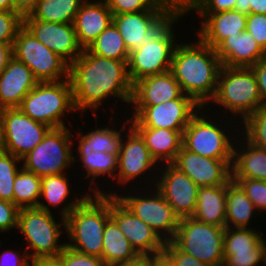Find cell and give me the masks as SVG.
<instances>
[{
	"mask_svg": "<svg viewBox=\"0 0 266 266\" xmlns=\"http://www.w3.org/2000/svg\"><path fill=\"white\" fill-rule=\"evenodd\" d=\"M20 110L33 120L52 128L66 127L65 112H76L69 79L38 82L23 98Z\"/></svg>",
	"mask_w": 266,
	"mask_h": 266,
	"instance_id": "cell-6",
	"label": "cell"
},
{
	"mask_svg": "<svg viewBox=\"0 0 266 266\" xmlns=\"http://www.w3.org/2000/svg\"><path fill=\"white\" fill-rule=\"evenodd\" d=\"M234 10L246 15L266 14V0H236Z\"/></svg>",
	"mask_w": 266,
	"mask_h": 266,
	"instance_id": "cell-50",
	"label": "cell"
},
{
	"mask_svg": "<svg viewBox=\"0 0 266 266\" xmlns=\"http://www.w3.org/2000/svg\"><path fill=\"white\" fill-rule=\"evenodd\" d=\"M111 23L113 14L106 2L84 1L73 21L76 37L82 49H86Z\"/></svg>",
	"mask_w": 266,
	"mask_h": 266,
	"instance_id": "cell-24",
	"label": "cell"
},
{
	"mask_svg": "<svg viewBox=\"0 0 266 266\" xmlns=\"http://www.w3.org/2000/svg\"><path fill=\"white\" fill-rule=\"evenodd\" d=\"M85 194L60 210L61 219L65 218V234L72 240L65 244L78 252L102 257L104 228L110 219V196Z\"/></svg>",
	"mask_w": 266,
	"mask_h": 266,
	"instance_id": "cell-3",
	"label": "cell"
},
{
	"mask_svg": "<svg viewBox=\"0 0 266 266\" xmlns=\"http://www.w3.org/2000/svg\"><path fill=\"white\" fill-rule=\"evenodd\" d=\"M13 191L14 204L19 209L38 207L41 202V177L21 166L14 180Z\"/></svg>",
	"mask_w": 266,
	"mask_h": 266,
	"instance_id": "cell-35",
	"label": "cell"
},
{
	"mask_svg": "<svg viewBox=\"0 0 266 266\" xmlns=\"http://www.w3.org/2000/svg\"><path fill=\"white\" fill-rule=\"evenodd\" d=\"M152 192L150 195L142 194L141 197L139 195L121 196L113 192L101 194L116 196L136 217L148 224L165 243L172 241L180 218L157 188Z\"/></svg>",
	"mask_w": 266,
	"mask_h": 266,
	"instance_id": "cell-13",
	"label": "cell"
},
{
	"mask_svg": "<svg viewBox=\"0 0 266 266\" xmlns=\"http://www.w3.org/2000/svg\"><path fill=\"white\" fill-rule=\"evenodd\" d=\"M246 31L251 34L255 41L266 52V14H248Z\"/></svg>",
	"mask_w": 266,
	"mask_h": 266,
	"instance_id": "cell-47",
	"label": "cell"
},
{
	"mask_svg": "<svg viewBox=\"0 0 266 266\" xmlns=\"http://www.w3.org/2000/svg\"><path fill=\"white\" fill-rule=\"evenodd\" d=\"M244 142L245 149L239 150L236 144L233 147L232 178L266 181V150L253 146L246 139Z\"/></svg>",
	"mask_w": 266,
	"mask_h": 266,
	"instance_id": "cell-29",
	"label": "cell"
},
{
	"mask_svg": "<svg viewBox=\"0 0 266 266\" xmlns=\"http://www.w3.org/2000/svg\"><path fill=\"white\" fill-rule=\"evenodd\" d=\"M201 110L203 111V107L191 118L188 126L184 129L182 146L201 156L233 160V144L235 143H232L231 140L234 142L235 138L231 139L230 136H227L224 131L226 129H223L221 125L218 126L214 121L208 120V117L203 116Z\"/></svg>",
	"mask_w": 266,
	"mask_h": 266,
	"instance_id": "cell-12",
	"label": "cell"
},
{
	"mask_svg": "<svg viewBox=\"0 0 266 266\" xmlns=\"http://www.w3.org/2000/svg\"><path fill=\"white\" fill-rule=\"evenodd\" d=\"M183 94L171 71L148 76L133 84L131 104L147 107L178 99Z\"/></svg>",
	"mask_w": 266,
	"mask_h": 266,
	"instance_id": "cell-21",
	"label": "cell"
},
{
	"mask_svg": "<svg viewBox=\"0 0 266 266\" xmlns=\"http://www.w3.org/2000/svg\"><path fill=\"white\" fill-rule=\"evenodd\" d=\"M12 54L32 71L38 82L69 79V64L23 26L14 39Z\"/></svg>",
	"mask_w": 266,
	"mask_h": 266,
	"instance_id": "cell-10",
	"label": "cell"
},
{
	"mask_svg": "<svg viewBox=\"0 0 266 266\" xmlns=\"http://www.w3.org/2000/svg\"><path fill=\"white\" fill-rule=\"evenodd\" d=\"M84 0H38L30 15L37 20L55 23H73Z\"/></svg>",
	"mask_w": 266,
	"mask_h": 266,
	"instance_id": "cell-32",
	"label": "cell"
},
{
	"mask_svg": "<svg viewBox=\"0 0 266 266\" xmlns=\"http://www.w3.org/2000/svg\"><path fill=\"white\" fill-rule=\"evenodd\" d=\"M21 159L0 148V199L14 203L13 185Z\"/></svg>",
	"mask_w": 266,
	"mask_h": 266,
	"instance_id": "cell-37",
	"label": "cell"
},
{
	"mask_svg": "<svg viewBox=\"0 0 266 266\" xmlns=\"http://www.w3.org/2000/svg\"><path fill=\"white\" fill-rule=\"evenodd\" d=\"M101 258L111 266L132 264L142 258L111 218L105 224Z\"/></svg>",
	"mask_w": 266,
	"mask_h": 266,
	"instance_id": "cell-28",
	"label": "cell"
},
{
	"mask_svg": "<svg viewBox=\"0 0 266 266\" xmlns=\"http://www.w3.org/2000/svg\"><path fill=\"white\" fill-rule=\"evenodd\" d=\"M28 259L30 260L28 251L20 256V253L18 254L16 251L6 250L0 255V266H30Z\"/></svg>",
	"mask_w": 266,
	"mask_h": 266,
	"instance_id": "cell-51",
	"label": "cell"
},
{
	"mask_svg": "<svg viewBox=\"0 0 266 266\" xmlns=\"http://www.w3.org/2000/svg\"><path fill=\"white\" fill-rule=\"evenodd\" d=\"M115 266H151V258H141L139 261L132 264H121Z\"/></svg>",
	"mask_w": 266,
	"mask_h": 266,
	"instance_id": "cell-56",
	"label": "cell"
},
{
	"mask_svg": "<svg viewBox=\"0 0 266 266\" xmlns=\"http://www.w3.org/2000/svg\"><path fill=\"white\" fill-rule=\"evenodd\" d=\"M0 10L14 11L13 0H0Z\"/></svg>",
	"mask_w": 266,
	"mask_h": 266,
	"instance_id": "cell-57",
	"label": "cell"
},
{
	"mask_svg": "<svg viewBox=\"0 0 266 266\" xmlns=\"http://www.w3.org/2000/svg\"><path fill=\"white\" fill-rule=\"evenodd\" d=\"M70 132L67 126L50 129L43 140L21 159V166L41 178L65 173L64 170L77 161L72 156L71 144L74 143Z\"/></svg>",
	"mask_w": 266,
	"mask_h": 266,
	"instance_id": "cell-9",
	"label": "cell"
},
{
	"mask_svg": "<svg viewBox=\"0 0 266 266\" xmlns=\"http://www.w3.org/2000/svg\"><path fill=\"white\" fill-rule=\"evenodd\" d=\"M22 26L23 17L19 13L0 10V43L12 46Z\"/></svg>",
	"mask_w": 266,
	"mask_h": 266,
	"instance_id": "cell-43",
	"label": "cell"
},
{
	"mask_svg": "<svg viewBox=\"0 0 266 266\" xmlns=\"http://www.w3.org/2000/svg\"><path fill=\"white\" fill-rule=\"evenodd\" d=\"M75 110H96L108 97L130 104L133 84L128 74V61L104 58L83 49L69 65Z\"/></svg>",
	"mask_w": 266,
	"mask_h": 266,
	"instance_id": "cell-1",
	"label": "cell"
},
{
	"mask_svg": "<svg viewBox=\"0 0 266 266\" xmlns=\"http://www.w3.org/2000/svg\"><path fill=\"white\" fill-rule=\"evenodd\" d=\"M232 162L201 156L182 146L172 164L198 187H205L227 185L232 180Z\"/></svg>",
	"mask_w": 266,
	"mask_h": 266,
	"instance_id": "cell-19",
	"label": "cell"
},
{
	"mask_svg": "<svg viewBox=\"0 0 266 266\" xmlns=\"http://www.w3.org/2000/svg\"><path fill=\"white\" fill-rule=\"evenodd\" d=\"M174 0H108L113 15L136 13L143 10H165Z\"/></svg>",
	"mask_w": 266,
	"mask_h": 266,
	"instance_id": "cell-41",
	"label": "cell"
},
{
	"mask_svg": "<svg viewBox=\"0 0 266 266\" xmlns=\"http://www.w3.org/2000/svg\"><path fill=\"white\" fill-rule=\"evenodd\" d=\"M23 27L69 65L82 54L73 23L45 22L29 14L23 17Z\"/></svg>",
	"mask_w": 266,
	"mask_h": 266,
	"instance_id": "cell-17",
	"label": "cell"
},
{
	"mask_svg": "<svg viewBox=\"0 0 266 266\" xmlns=\"http://www.w3.org/2000/svg\"><path fill=\"white\" fill-rule=\"evenodd\" d=\"M110 218L118 225L131 246L142 258H155L163 255L165 242L116 196H110Z\"/></svg>",
	"mask_w": 266,
	"mask_h": 266,
	"instance_id": "cell-15",
	"label": "cell"
},
{
	"mask_svg": "<svg viewBox=\"0 0 266 266\" xmlns=\"http://www.w3.org/2000/svg\"><path fill=\"white\" fill-rule=\"evenodd\" d=\"M261 97V106L266 108V58L259 60L252 67Z\"/></svg>",
	"mask_w": 266,
	"mask_h": 266,
	"instance_id": "cell-49",
	"label": "cell"
},
{
	"mask_svg": "<svg viewBox=\"0 0 266 266\" xmlns=\"http://www.w3.org/2000/svg\"><path fill=\"white\" fill-rule=\"evenodd\" d=\"M5 108L0 106V139L3 133V114H4Z\"/></svg>",
	"mask_w": 266,
	"mask_h": 266,
	"instance_id": "cell-58",
	"label": "cell"
},
{
	"mask_svg": "<svg viewBox=\"0 0 266 266\" xmlns=\"http://www.w3.org/2000/svg\"><path fill=\"white\" fill-rule=\"evenodd\" d=\"M186 13L196 10L198 13H218L233 10L236 0H184Z\"/></svg>",
	"mask_w": 266,
	"mask_h": 266,
	"instance_id": "cell-45",
	"label": "cell"
},
{
	"mask_svg": "<svg viewBox=\"0 0 266 266\" xmlns=\"http://www.w3.org/2000/svg\"><path fill=\"white\" fill-rule=\"evenodd\" d=\"M192 218L213 226L225 227L226 185L199 187Z\"/></svg>",
	"mask_w": 266,
	"mask_h": 266,
	"instance_id": "cell-27",
	"label": "cell"
},
{
	"mask_svg": "<svg viewBox=\"0 0 266 266\" xmlns=\"http://www.w3.org/2000/svg\"><path fill=\"white\" fill-rule=\"evenodd\" d=\"M14 12L22 17L29 15L36 7L38 0H13Z\"/></svg>",
	"mask_w": 266,
	"mask_h": 266,
	"instance_id": "cell-52",
	"label": "cell"
},
{
	"mask_svg": "<svg viewBox=\"0 0 266 266\" xmlns=\"http://www.w3.org/2000/svg\"><path fill=\"white\" fill-rule=\"evenodd\" d=\"M78 154L82 162L83 168L87 172V178L91 179L89 189L94 190L95 193H102L97 187L95 188L96 179L98 176H103L104 174L108 178L112 177L113 180L116 178V172L118 170V156L116 154H108L106 152H93L92 150L78 149ZM115 171V172H114ZM93 182V183H92ZM94 184V185H93ZM94 187V188H93Z\"/></svg>",
	"mask_w": 266,
	"mask_h": 266,
	"instance_id": "cell-31",
	"label": "cell"
},
{
	"mask_svg": "<svg viewBox=\"0 0 266 266\" xmlns=\"http://www.w3.org/2000/svg\"><path fill=\"white\" fill-rule=\"evenodd\" d=\"M144 139L157 164H171L182 148L183 131L165 128H134ZM159 160V161H158ZM165 161V162H164Z\"/></svg>",
	"mask_w": 266,
	"mask_h": 266,
	"instance_id": "cell-26",
	"label": "cell"
},
{
	"mask_svg": "<svg viewBox=\"0 0 266 266\" xmlns=\"http://www.w3.org/2000/svg\"><path fill=\"white\" fill-rule=\"evenodd\" d=\"M163 165L161 169H164V172L162 171L159 180L155 179L154 187L161 192L180 219L191 217L197 206L199 187L172 163Z\"/></svg>",
	"mask_w": 266,
	"mask_h": 266,
	"instance_id": "cell-18",
	"label": "cell"
},
{
	"mask_svg": "<svg viewBox=\"0 0 266 266\" xmlns=\"http://www.w3.org/2000/svg\"><path fill=\"white\" fill-rule=\"evenodd\" d=\"M57 174L41 178V196L49 205L57 207L61 203L67 201L68 195L71 193L69 188V180L67 175Z\"/></svg>",
	"mask_w": 266,
	"mask_h": 266,
	"instance_id": "cell-38",
	"label": "cell"
},
{
	"mask_svg": "<svg viewBox=\"0 0 266 266\" xmlns=\"http://www.w3.org/2000/svg\"><path fill=\"white\" fill-rule=\"evenodd\" d=\"M245 131L243 139L253 146L266 150V108H260L242 123Z\"/></svg>",
	"mask_w": 266,
	"mask_h": 266,
	"instance_id": "cell-39",
	"label": "cell"
},
{
	"mask_svg": "<svg viewBox=\"0 0 266 266\" xmlns=\"http://www.w3.org/2000/svg\"><path fill=\"white\" fill-rule=\"evenodd\" d=\"M215 51L225 67L250 68L259 60L266 58V52L260 47L248 31L227 37Z\"/></svg>",
	"mask_w": 266,
	"mask_h": 266,
	"instance_id": "cell-25",
	"label": "cell"
},
{
	"mask_svg": "<svg viewBox=\"0 0 266 266\" xmlns=\"http://www.w3.org/2000/svg\"><path fill=\"white\" fill-rule=\"evenodd\" d=\"M125 129L121 128L116 130V128H97L90 131L88 134L77 135L79 138L78 149L92 150L93 152H106L108 154L119 155L121 142L124 137H122V132ZM122 137V138H121Z\"/></svg>",
	"mask_w": 266,
	"mask_h": 266,
	"instance_id": "cell-34",
	"label": "cell"
},
{
	"mask_svg": "<svg viewBox=\"0 0 266 266\" xmlns=\"http://www.w3.org/2000/svg\"><path fill=\"white\" fill-rule=\"evenodd\" d=\"M194 42L177 44L170 71L183 94L204 108L215 95L222 63L215 49L200 38Z\"/></svg>",
	"mask_w": 266,
	"mask_h": 266,
	"instance_id": "cell-2",
	"label": "cell"
},
{
	"mask_svg": "<svg viewBox=\"0 0 266 266\" xmlns=\"http://www.w3.org/2000/svg\"><path fill=\"white\" fill-rule=\"evenodd\" d=\"M253 228H230L224 230V251L252 250L265 237Z\"/></svg>",
	"mask_w": 266,
	"mask_h": 266,
	"instance_id": "cell-36",
	"label": "cell"
},
{
	"mask_svg": "<svg viewBox=\"0 0 266 266\" xmlns=\"http://www.w3.org/2000/svg\"><path fill=\"white\" fill-rule=\"evenodd\" d=\"M49 206L39 202L38 207L21 208L18 213L17 228L28 242L26 250H32L30 259L56 257L62 252L65 243L59 244L61 226L65 229V218L56 222Z\"/></svg>",
	"mask_w": 266,
	"mask_h": 266,
	"instance_id": "cell-7",
	"label": "cell"
},
{
	"mask_svg": "<svg viewBox=\"0 0 266 266\" xmlns=\"http://www.w3.org/2000/svg\"><path fill=\"white\" fill-rule=\"evenodd\" d=\"M257 209L243 189L234 181L226 185V221L225 227L249 228L252 216Z\"/></svg>",
	"mask_w": 266,
	"mask_h": 266,
	"instance_id": "cell-30",
	"label": "cell"
},
{
	"mask_svg": "<svg viewBox=\"0 0 266 266\" xmlns=\"http://www.w3.org/2000/svg\"><path fill=\"white\" fill-rule=\"evenodd\" d=\"M201 108L192 97L182 94L178 99L162 102L161 104L134 107L133 117L127 119L123 125H128L131 121L133 128L184 130L191 118Z\"/></svg>",
	"mask_w": 266,
	"mask_h": 266,
	"instance_id": "cell-11",
	"label": "cell"
},
{
	"mask_svg": "<svg viewBox=\"0 0 266 266\" xmlns=\"http://www.w3.org/2000/svg\"><path fill=\"white\" fill-rule=\"evenodd\" d=\"M185 14L184 0H174L165 10H143L113 15V23L131 52L150 41L161 39Z\"/></svg>",
	"mask_w": 266,
	"mask_h": 266,
	"instance_id": "cell-4",
	"label": "cell"
},
{
	"mask_svg": "<svg viewBox=\"0 0 266 266\" xmlns=\"http://www.w3.org/2000/svg\"><path fill=\"white\" fill-rule=\"evenodd\" d=\"M90 53L115 60L129 61L130 51L114 23H111L87 48Z\"/></svg>",
	"mask_w": 266,
	"mask_h": 266,
	"instance_id": "cell-33",
	"label": "cell"
},
{
	"mask_svg": "<svg viewBox=\"0 0 266 266\" xmlns=\"http://www.w3.org/2000/svg\"><path fill=\"white\" fill-rule=\"evenodd\" d=\"M266 265V239L264 238L252 250L224 251L223 266H258Z\"/></svg>",
	"mask_w": 266,
	"mask_h": 266,
	"instance_id": "cell-40",
	"label": "cell"
},
{
	"mask_svg": "<svg viewBox=\"0 0 266 266\" xmlns=\"http://www.w3.org/2000/svg\"><path fill=\"white\" fill-rule=\"evenodd\" d=\"M50 129L48 125L24 114L20 108H6L0 148L22 159L43 140Z\"/></svg>",
	"mask_w": 266,
	"mask_h": 266,
	"instance_id": "cell-14",
	"label": "cell"
},
{
	"mask_svg": "<svg viewBox=\"0 0 266 266\" xmlns=\"http://www.w3.org/2000/svg\"><path fill=\"white\" fill-rule=\"evenodd\" d=\"M211 103L223 106L244 121L261 106L258 84L251 68L222 66Z\"/></svg>",
	"mask_w": 266,
	"mask_h": 266,
	"instance_id": "cell-5",
	"label": "cell"
},
{
	"mask_svg": "<svg viewBox=\"0 0 266 266\" xmlns=\"http://www.w3.org/2000/svg\"><path fill=\"white\" fill-rule=\"evenodd\" d=\"M198 14L204 18L197 32L198 38L213 49L227 37L246 31L247 15L237 10Z\"/></svg>",
	"mask_w": 266,
	"mask_h": 266,
	"instance_id": "cell-23",
	"label": "cell"
},
{
	"mask_svg": "<svg viewBox=\"0 0 266 266\" xmlns=\"http://www.w3.org/2000/svg\"><path fill=\"white\" fill-rule=\"evenodd\" d=\"M151 266H173L163 255L151 258Z\"/></svg>",
	"mask_w": 266,
	"mask_h": 266,
	"instance_id": "cell-55",
	"label": "cell"
},
{
	"mask_svg": "<svg viewBox=\"0 0 266 266\" xmlns=\"http://www.w3.org/2000/svg\"><path fill=\"white\" fill-rule=\"evenodd\" d=\"M252 201L259 214L266 211V181L248 178H232Z\"/></svg>",
	"mask_w": 266,
	"mask_h": 266,
	"instance_id": "cell-42",
	"label": "cell"
},
{
	"mask_svg": "<svg viewBox=\"0 0 266 266\" xmlns=\"http://www.w3.org/2000/svg\"><path fill=\"white\" fill-rule=\"evenodd\" d=\"M30 266H64L61 258L56 257H38L31 259Z\"/></svg>",
	"mask_w": 266,
	"mask_h": 266,
	"instance_id": "cell-53",
	"label": "cell"
},
{
	"mask_svg": "<svg viewBox=\"0 0 266 266\" xmlns=\"http://www.w3.org/2000/svg\"><path fill=\"white\" fill-rule=\"evenodd\" d=\"M64 266H111L101 257L87 255L65 245L59 254Z\"/></svg>",
	"mask_w": 266,
	"mask_h": 266,
	"instance_id": "cell-44",
	"label": "cell"
},
{
	"mask_svg": "<svg viewBox=\"0 0 266 266\" xmlns=\"http://www.w3.org/2000/svg\"><path fill=\"white\" fill-rule=\"evenodd\" d=\"M163 256L173 266H211L181 251L172 241L165 243Z\"/></svg>",
	"mask_w": 266,
	"mask_h": 266,
	"instance_id": "cell-46",
	"label": "cell"
},
{
	"mask_svg": "<svg viewBox=\"0 0 266 266\" xmlns=\"http://www.w3.org/2000/svg\"><path fill=\"white\" fill-rule=\"evenodd\" d=\"M19 208L11 202L0 199V232L17 228Z\"/></svg>",
	"mask_w": 266,
	"mask_h": 266,
	"instance_id": "cell-48",
	"label": "cell"
},
{
	"mask_svg": "<svg viewBox=\"0 0 266 266\" xmlns=\"http://www.w3.org/2000/svg\"><path fill=\"white\" fill-rule=\"evenodd\" d=\"M225 227L213 226L192 217L179 220L172 242L183 252L211 266L224 264Z\"/></svg>",
	"mask_w": 266,
	"mask_h": 266,
	"instance_id": "cell-8",
	"label": "cell"
},
{
	"mask_svg": "<svg viewBox=\"0 0 266 266\" xmlns=\"http://www.w3.org/2000/svg\"><path fill=\"white\" fill-rule=\"evenodd\" d=\"M84 1H87V0H84ZM89 1H91L92 2V0H88V2ZM108 0H102V2H107Z\"/></svg>",
	"mask_w": 266,
	"mask_h": 266,
	"instance_id": "cell-59",
	"label": "cell"
},
{
	"mask_svg": "<svg viewBox=\"0 0 266 266\" xmlns=\"http://www.w3.org/2000/svg\"><path fill=\"white\" fill-rule=\"evenodd\" d=\"M128 127V135L124 136L127 137V140L122 139L121 142L115 178L121 185L128 184L136 177L140 178L141 174L143 176L157 163L141 135L132 126L130 127V124Z\"/></svg>",
	"mask_w": 266,
	"mask_h": 266,
	"instance_id": "cell-20",
	"label": "cell"
},
{
	"mask_svg": "<svg viewBox=\"0 0 266 266\" xmlns=\"http://www.w3.org/2000/svg\"><path fill=\"white\" fill-rule=\"evenodd\" d=\"M13 57L12 46L0 43V75L5 70L9 60Z\"/></svg>",
	"mask_w": 266,
	"mask_h": 266,
	"instance_id": "cell-54",
	"label": "cell"
},
{
	"mask_svg": "<svg viewBox=\"0 0 266 266\" xmlns=\"http://www.w3.org/2000/svg\"><path fill=\"white\" fill-rule=\"evenodd\" d=\"M174 32L172 27L161 39L150 41L130 52L128 74L132 84L142 78L171 70L173 53L177 46Z\"/></svg>",
	"mask_w": 266,
	"mask_h": 266,
	"instance_id": "cell-16",
	"label": "cell"
},
{
	"mask_svg": "<svg viewBox=\"0 0 266 266\" xmlns=\"http://www.w3.org/2000/svg\"><path fill=\"white\" fill-rule=\"evenodd\" d=\"M32 71L12 57L0 75V106L19 108L23 98L37 85Z\"/></svg>",
	"mask_w": 266,
	"mask_h": 266,
	"instance_id": "cell-22",
	"label": "cell"
}]
</instances>
